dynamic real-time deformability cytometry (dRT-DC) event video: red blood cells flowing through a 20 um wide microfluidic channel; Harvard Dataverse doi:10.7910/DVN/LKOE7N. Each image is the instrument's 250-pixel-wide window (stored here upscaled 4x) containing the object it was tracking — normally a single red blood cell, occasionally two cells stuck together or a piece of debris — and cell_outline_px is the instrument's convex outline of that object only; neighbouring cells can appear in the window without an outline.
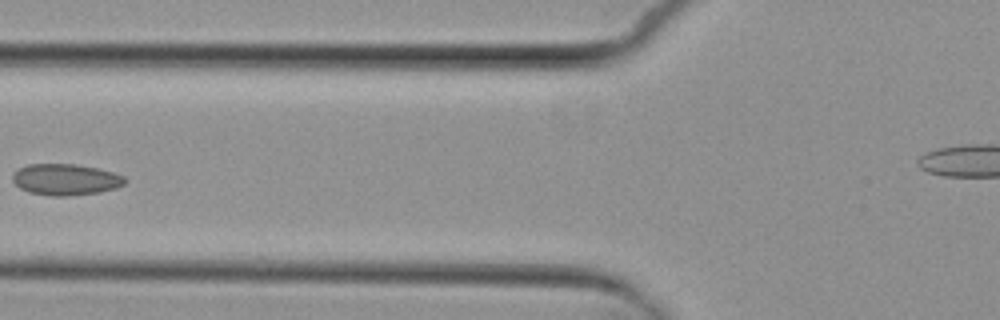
{"species": "common noctule bat (a hibernating species)", "species_latin": "Nyctalus noctula", "temperature_condition": "cold", "stored_images_in_passage": 7, "camera_frame_rate_fps": 3000, "um_per_image_px": 0.085, "animal": {"sex": "female", "body_mass_g": 29.2, "forearm_length_mm": 56.3}, "frame": {"image": 1, "passage_image": 6, "time_ms": 6.0, "image_size_px": [1000, 320], "cell_outline_px": [[128, 180], [124, 184], [116, 188], [100, 192], [68, 196], [52, 196], [28, 192], [20, 188], [12, 180], [12, 172], [16, 168], [28, 164], [76, 164], [96, 168], [112, 172], [124, 176]], "centroid_in_image_um": [5.55, 15.26], "position_along_channel_um": 120.3, "area_um2": 20.69}}
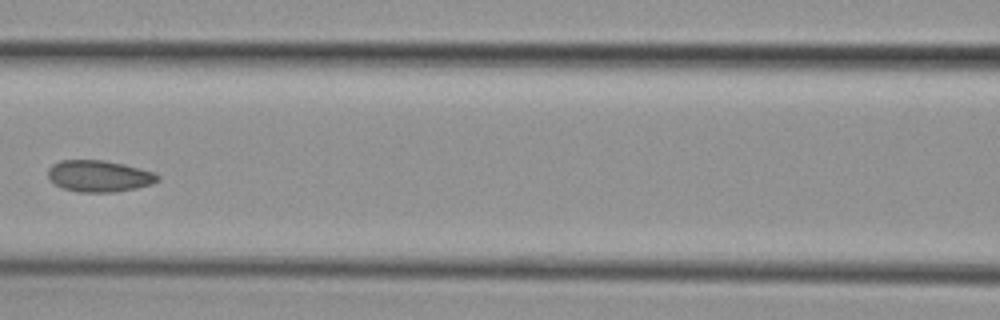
{"frame": {"image": 2, "passage_image": 7, "time_ms": 7.0, "image_size_px": [1000, 320], "cell_outline_px": [[160, 180], [152, 184], [136, 188], [116, 192], [76, 192], [60, 188], [48, 180], [48, 168], [52, 164], [60, 160], [104, 160], [124, 164], [156, 172], [160, 176]], "centroid_in_image_um": [8.41, 14.97], "position_along_channel_um": 158.2, "area_um2": 20.58}}